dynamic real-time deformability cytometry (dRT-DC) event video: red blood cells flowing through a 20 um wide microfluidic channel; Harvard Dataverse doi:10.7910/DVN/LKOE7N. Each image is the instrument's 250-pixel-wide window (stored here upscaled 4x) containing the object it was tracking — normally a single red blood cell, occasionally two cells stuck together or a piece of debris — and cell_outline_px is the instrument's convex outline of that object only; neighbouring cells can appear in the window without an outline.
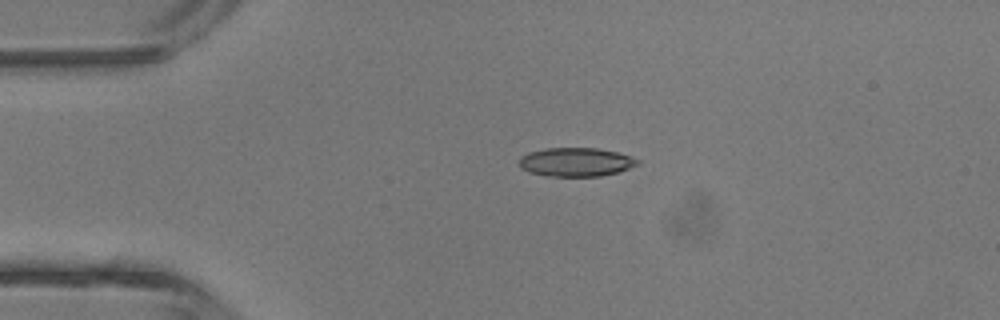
{"species": "common noctule bat (a hibernating species)", "species_latin": "Nyctalus noctula", "temperature_condition": "room temperature", "stored_images_in_passage": 3, "camera_frame_rate_fps": 3000, "um_per_image_px": 0.085, "animal": {"sex": "male", "body_mass_g": 13.3}, "frame": {"image": 1, "passage_image": 1, "time_ms": 0.0, "image_size_px": [1000, 320], "cell_outline_px": [[640, 164], [616, 172], [600, 176], [548, 176], [528, 172], [520, 168], [520, 156], [528, 152], [544, 148], [596, 148], [616, 152], [640, 160]], "centroid_in_image_um": [48.91, 13.77], "position_along_channel_um": 36.1, "area_um2": 19.77}}
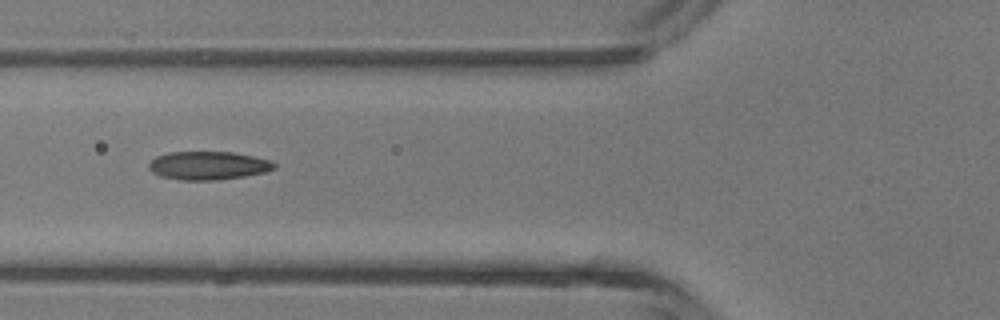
{"frame": {"image": 2, "passage_image": 3, "time_ms": 2.333, "image_size_px": [1000, 320], "cell_outline_px": [[276, 168], [264, 172], [244, 176], [220, 180], [180, 180], [160, 176], [152, 172], [148, 168], [148, 164], [156, 156], [168, 152], [232, 152], [272, 160], [276, 164]], "centroid_in_image_um": [17.69, 14.07], "position_along_channel_um": 108.1, "area_um2": 20.81}}